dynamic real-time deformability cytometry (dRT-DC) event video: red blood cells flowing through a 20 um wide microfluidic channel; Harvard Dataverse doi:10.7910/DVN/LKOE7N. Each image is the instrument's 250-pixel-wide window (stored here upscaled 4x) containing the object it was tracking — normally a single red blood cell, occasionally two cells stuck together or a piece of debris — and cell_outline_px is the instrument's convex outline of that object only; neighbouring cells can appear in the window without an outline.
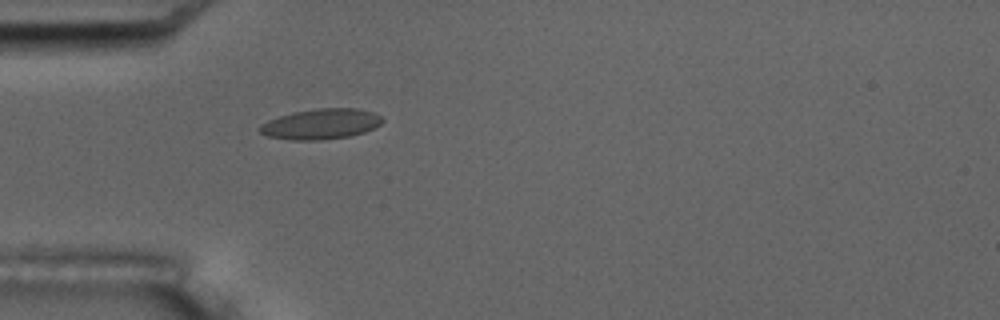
{"species": "common noctule bat (a hibernating species)", "species_latin": "Nyctalus noctula", "temperature_condition": "room temperature", "stored_images_in_passage": 5, "camera_frame_rate_fps": 3000, "um_per_image_px": 0.085, "animal": {"sex": "male", "body_mass_g": 17.5, "forearm_length_mm": 52.3}, "frame": {"image": 1, "passage_image": 5, "time_ms": 4.667, "image_size_px": [1000, 320], "cell_outline_px": [[384, 120], [380, 124], [364, 132], [348, 136], [320, 140], [288, 140], [268, 136], [260, 132], [256, 128], [260, 124], [268, 120], [292, 112], [316, 108], [356, 108], [372, 112], [380, 116]], "centroid_in_image_um": [27.23, 10.54], "position_along_channel_um": 57.8, "area_um2": 21.73}}